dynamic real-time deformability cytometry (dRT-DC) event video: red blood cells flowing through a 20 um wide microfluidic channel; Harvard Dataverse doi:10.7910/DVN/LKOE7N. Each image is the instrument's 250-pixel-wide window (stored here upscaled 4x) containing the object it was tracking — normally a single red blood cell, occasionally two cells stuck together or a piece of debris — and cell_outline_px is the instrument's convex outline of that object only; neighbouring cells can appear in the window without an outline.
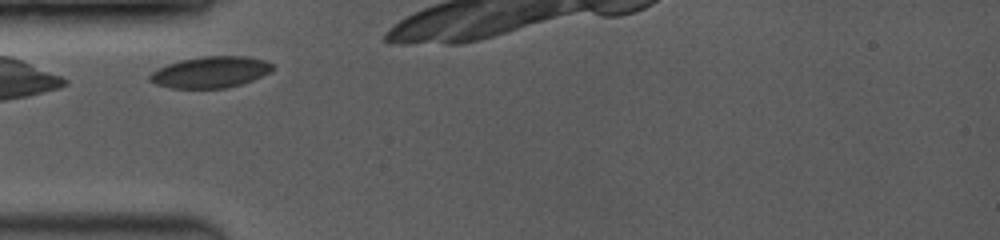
{"species": "common noctule bat (a hibernating species)", "species_latin": "Nyctalus noctula", "temperature_condition": "room temperature", "stored_images_in_passage": 3, "camera_frame_rate_fps": 3500, "um_per_image_px": 0.085, "animal": {"sex": "female", "body_mass_g": 19.0, "forearm_length_mm": 53.3}, "frame": {"image": 1, "passage_image": 1, "time_ms": 0.0, "image_size_px": [1000, 240], "cell_outline_px": [[272, 68], [268, 72], [252, 80], [240, 84], [224, 88], [172, 88], [156, 84], [148, 80], [148, 76], [156, 68], [180, 60], [204, 56], [248, 56], [268, 60], [272, 64]], "centroid_in_image_um": [17.86, 6.12], "position_along_channel_um": 67.1, "area_um2": 22.31}}
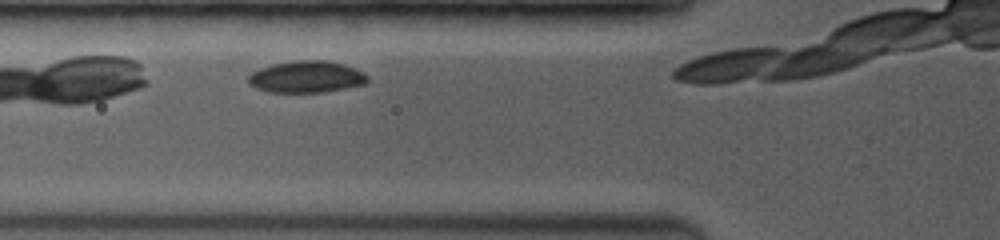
{"frame": {"image": 2, "passage_image": 3, "time_ms": 0.857, "image_size_px": [1000, 240], "cell_outline_px": [[368, 80], [364, 84], [324, 92], [268, 92], [256, 88], [248, 84], [248, 76], [252, 72], [260, 68], [272, 64], [296, 60], [324, 60], [344, 64], [364, 72], [368, 76]], "centroid_in_image_um": [26.03, 6.53], "position_along_channel_um": 99.8, "area_um2": 22.08}}